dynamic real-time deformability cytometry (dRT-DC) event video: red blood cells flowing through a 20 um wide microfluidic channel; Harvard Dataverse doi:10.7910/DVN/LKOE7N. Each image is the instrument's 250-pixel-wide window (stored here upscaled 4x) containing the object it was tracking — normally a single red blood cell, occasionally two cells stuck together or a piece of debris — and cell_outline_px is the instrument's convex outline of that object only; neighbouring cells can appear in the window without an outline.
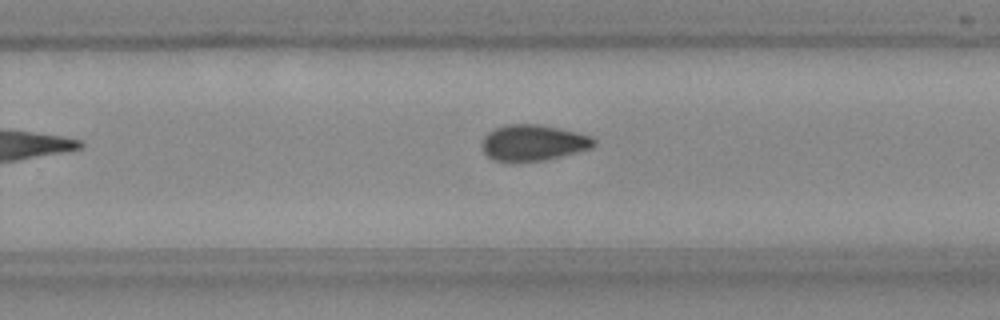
{"species": "Egyptian fruit bat (a non-hibernating species)", "species_latin": "Rousettus aegyptiacus", "temperature_condition": "room temperature", "stored_images_in_passage": 8, "camera_frame_rate_fps": 3000, "um_per_image_px": 0.085, "frame": {"image": 1, "passage_image": 7, "time_ms": 2.0, "image_size_px": [1000, 320], "cell_outline_px": [[596, 144], [592, 148], [544, 160], [508, 164], [492, 160], [484, 152], [480, 144], [484, 136], [488, 132], [504, 124], [540, 124], [576, 132], [592, 136], [596, 140]], "centroid_in_image_um": [45.27, 12.15], "position_along_channel_um": 284.5, "area_um2": 24.04}}